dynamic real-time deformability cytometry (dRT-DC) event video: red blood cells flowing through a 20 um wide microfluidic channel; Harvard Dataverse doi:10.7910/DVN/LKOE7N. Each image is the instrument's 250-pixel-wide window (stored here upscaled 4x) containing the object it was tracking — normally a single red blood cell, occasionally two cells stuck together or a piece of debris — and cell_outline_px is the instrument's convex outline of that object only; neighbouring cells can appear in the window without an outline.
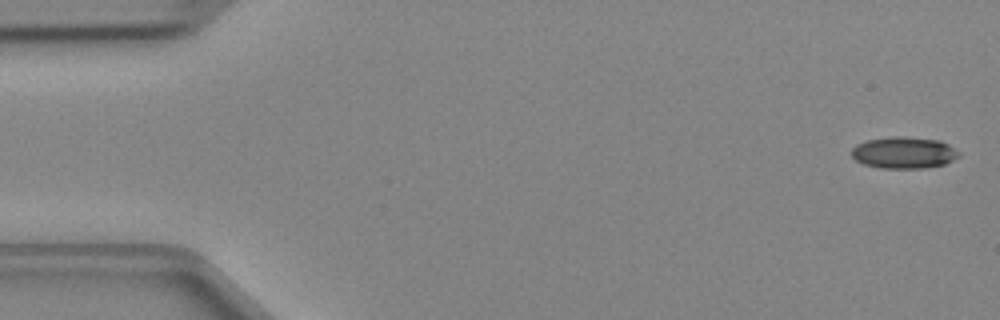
{"species": "Egyptian fruit bat (a non-hibernating species)", "species_latin": "Rousettus aegyptiacus", "temperature_condition": "cold", "stored_images_in_passage": 47, "camera_frame_rate_fps": 3000, "um_per_image_px": 0.085, "animal": {"sex": "female"}, "frame": {"image": 1, "passage_image": 1, "time_ms": 0.0, "image_size_px": [1000, 320], "cell_outline_px": [[960, 156], [944, 164], [924, 168], [880, 168], [864, 164], [856, 160], [852, 156], [852, 148], [856, 144], [868, 140], [888, 136], [904, 136], [940, 140], [948, 144], [960, 152]], "centroid_in_image_um": [76.83, 12.96], "position_along_channel_um": 8.2, "area_um2": 19.88}}
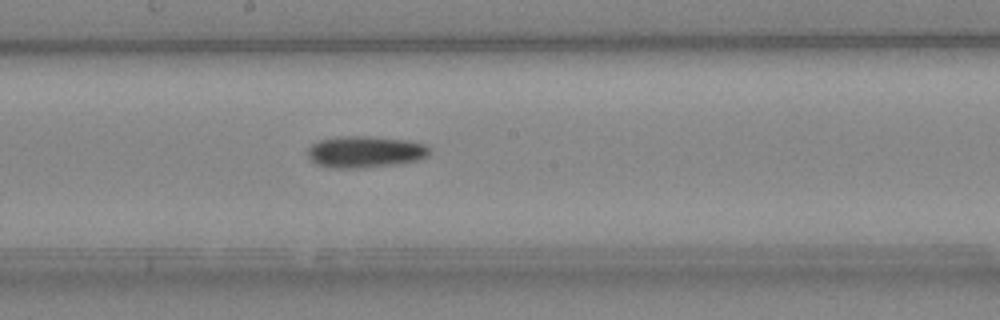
{"frame": {"image": 2, "passage_image": 25, "time_ms": 8.0, "image_size_px": [1000, 320], "cell_outline_px": [[428, 156], [420, 160], [396, 164], [360, 168], [328, 168], [316, 164], [308, 156], [308, 148], [312, 144], [320, 140], [336, 136], [368, 136], [408, 140], [424, 144], [428, 148]], "centroid_in_image_um": [31.01, 12.91], "position_along_channel_um": 217.2, "area_um2": 22.54}}
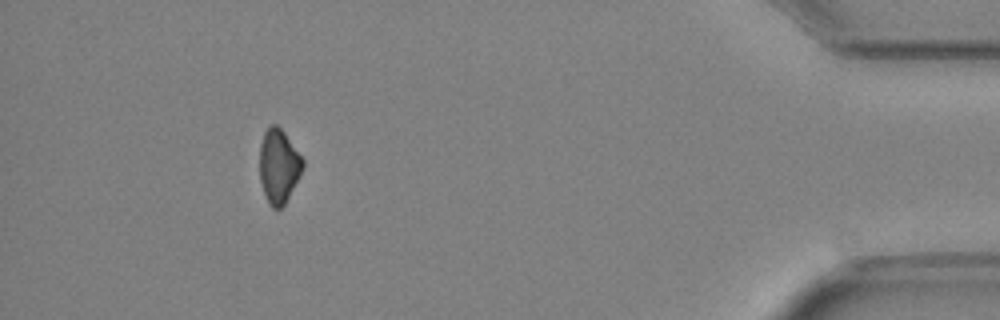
{"frame": {"image": 3, "passage_image": 43, "time_ms": 14.0, "image_size_px": [1000, 320], "cell_outline_px": [[304, 168], [300, 176], [284, 204], [280, 208], [272, 208], [268, 204], [264, 196], [260, 180], [260, 144], [264, 132], [272, 124], [276, 124], [284, 132], [304, 160]], "centroid_in_image_um": [23.68, 14.13], "position_along_channel_um": 411.5, "area_um2": 18.61}}